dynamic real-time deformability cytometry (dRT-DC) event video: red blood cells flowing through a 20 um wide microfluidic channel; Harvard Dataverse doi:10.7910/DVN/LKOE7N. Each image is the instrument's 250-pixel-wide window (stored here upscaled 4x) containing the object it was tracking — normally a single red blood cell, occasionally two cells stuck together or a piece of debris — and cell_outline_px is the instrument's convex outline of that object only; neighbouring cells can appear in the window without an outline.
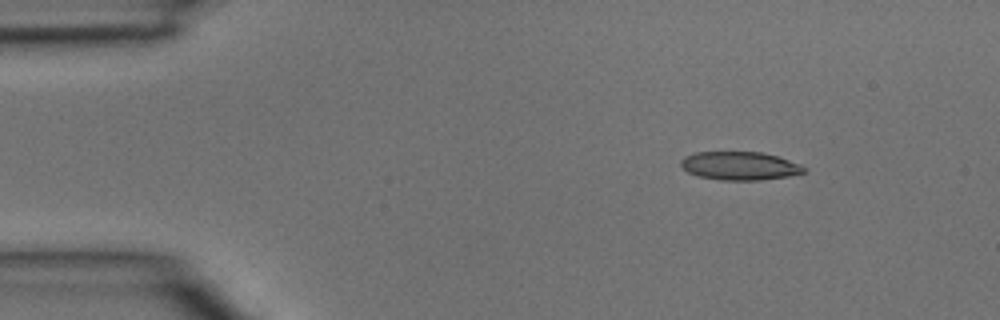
{"species": "common noctule bat (a hibernating species)", "species_latin": "Nyctalus noctula", "temperature_condition": "room temperature", "stored_images_in_passage": 3, "camera_frame_rate_fps": 3000, "um_per_image_px": 0.085, "animal": {"sex": "male", "body_mass_g": 15.6}, "frame": {"image": 1, "passage_image": 1, "time_ms": 0.0, "image_size_px": [1000, 320], "cell_outline_px": [[804, 172], [788, 176], [760, 180], [720, 180], [696, 176], [688, 172], [680, 164], [680, 160], [684, 156], [696, 152], [760, 152], [776, 156], [800, 164], [804, 168]], "centroid_in_image_um": [62.82, 14.1], "position_along_channel_um": 22.2, "area_um2": 20.23}}
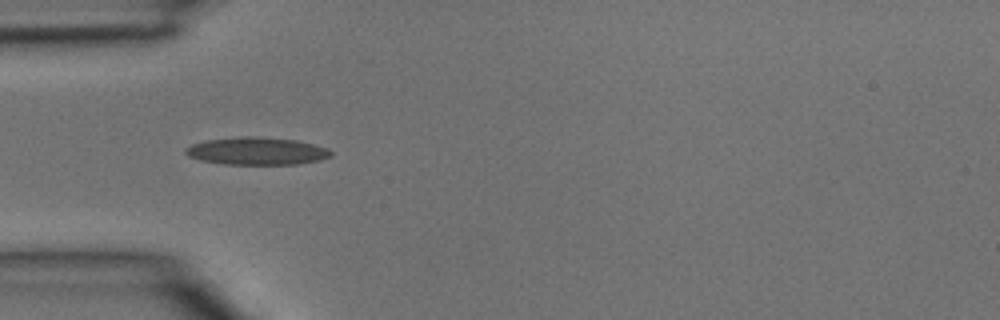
{"frame": {"image": 2, "passage_image": 3, "time_ms": 0.667, "image_size_px": [1000, 320], "cell_outline_px": [[332, 156], [320, 160], [300, 164], [224, 164], [200, 160], [188, 156], [184, 152], [184, 148], [192, 144], [208, 140], [244, 136], [248, 136], [296, 140], [328, 148], [332, 152]], "centroid_in_image_um": [21.83, 12.85], "position_along_channel_um": 63.2, "area_um2": 23.24}}